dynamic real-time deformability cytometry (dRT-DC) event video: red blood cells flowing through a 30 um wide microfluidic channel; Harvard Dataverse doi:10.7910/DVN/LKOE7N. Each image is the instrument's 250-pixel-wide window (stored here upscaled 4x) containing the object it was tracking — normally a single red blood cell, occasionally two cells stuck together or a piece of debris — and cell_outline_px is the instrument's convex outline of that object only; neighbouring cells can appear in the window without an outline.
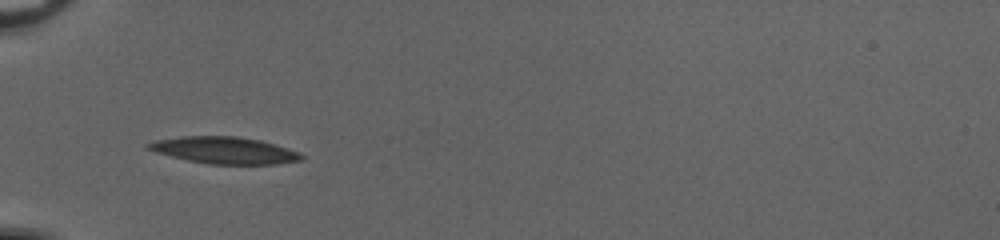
{"species": "common noctule bat (a hibernating species)", "species_latin": "Nyctalus noctula", "temperature_condition": "cold", "stored_images_in_passage": 35, "camera_frame_rate_fps": 3000, "um_per_image_px": 0.085, "animal": {"sex": "female", "body_mass_g": 20.0, "forearm_length_mm": 54.0}, "frame": {"image": 1, "passage_image": 1, "time_ms": 0.0, "image_size_px": [1000, 240], "cell_outline_px": [[304, 160], [276, 164], [208, 164], [188, 160], [156, 152], [144, 148], [144, 144], [156, 140], [180, 136], [236, 136], [260, 140], [288, 148], [300, 152], [304, 156]], "centroid_in_image_um": [19.08, 12.77], "position_along_channel_um": 65.9, "area_um2": 24.04}}
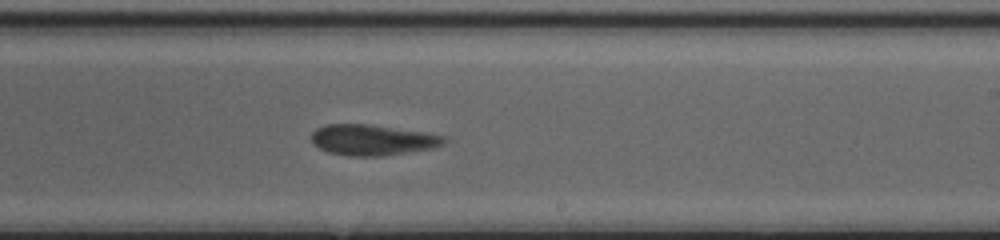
{"frame": {"image": 2, "passage_image": 16, "time_ms": 5.0, "image_size_px": [1000, 240], "cell_outline_px": [[448, 140], [444, 144], [432, 148], [384, 156], [348, 156], [328, 152], [312, 144], [312, 132], [316, 128], [324, 124], [368, 124], [424, 132], [444, 136]], "centroid_in_image_um": [31.64, 11.89], "position_along_channel_um": 257.4, "area_um2": 23.81}}
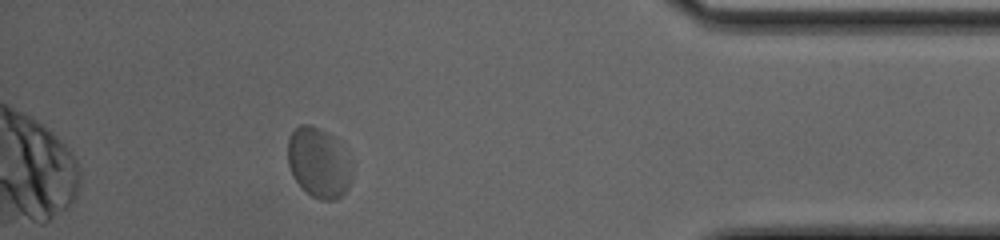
{"frame": {"image": 3, "passage_image": 30, "time_ms": 9.667, "image_size_px": [1000, 240], "cell_outline_px": [[352, 180], [348, 188], [336, 200], [320, 200], [312, 196], [292, 176], [288, 164], [288, 140], [292, 132], [300, 124], [312, 124], [320, 128], [332, 136], [352, 176]], "centroid_in_image_um": [27.0, 13.85], "position_along_channel_um": 408.2, "area_um2": 25.14}, "authors_computed_cell_mechanics": {"area_um2": 24.5072, "velocity_mm_per_s": 3.9563, "shape_relaxation_time_tau1_ms": 3.9383, "shape_relaxation_time_tau2_ms": 2.8058, "deformation_change_tau1": 0.0898, "deformation_change_tau2": 0.0891}}